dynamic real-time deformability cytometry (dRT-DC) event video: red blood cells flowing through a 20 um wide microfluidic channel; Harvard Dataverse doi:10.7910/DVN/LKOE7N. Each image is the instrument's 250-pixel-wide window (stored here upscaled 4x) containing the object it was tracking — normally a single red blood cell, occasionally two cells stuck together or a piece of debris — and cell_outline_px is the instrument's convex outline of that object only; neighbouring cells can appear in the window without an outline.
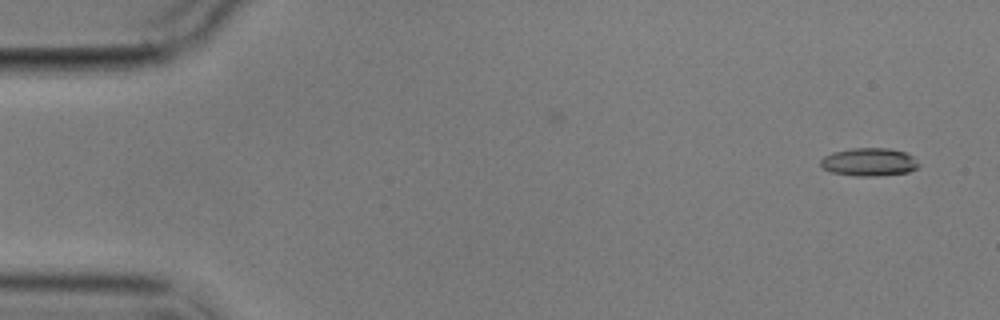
{"species": "common noctule bat (a hibernating species)", "species_latin": "Nyctalus noctula", "temperature_condition": "cold", "stored_images_in_passage": 2, "camera_frame_rate_fps": 3000, "um_per_image_px": 0.085, "animal": {"sex": "male", "body_mass_g": 17.9}, "frame": {"image": 1, "passage_image": 2, "time_ms": 1.333, "image_size_px": [1000, 320], "cell_outline_px": [[920, 164], [916, 168], [908, 172], [872, 176], [856, 176], [832, 172], [824, 168], [820, 164], [820, 160], [824, 156], [832, 152], [852, 148], [888, 148], [904, 152], [912, 156]], "centroid_in_image_um": [73.86, 13.76], "position_along_channel_um": 11.1, "area_um2": 15.9}}